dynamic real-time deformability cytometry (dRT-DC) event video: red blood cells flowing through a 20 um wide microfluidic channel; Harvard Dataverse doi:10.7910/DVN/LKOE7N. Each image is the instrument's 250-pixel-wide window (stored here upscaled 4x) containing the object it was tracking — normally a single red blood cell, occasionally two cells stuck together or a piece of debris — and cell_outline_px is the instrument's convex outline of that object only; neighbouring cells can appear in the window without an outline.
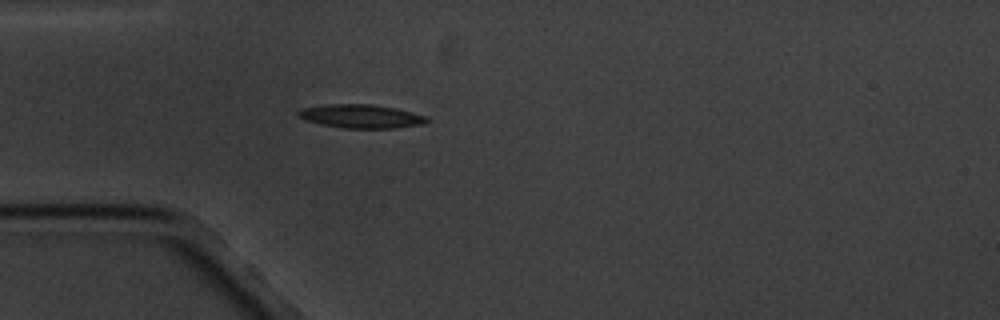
{"species": "common noctule bat (a hibernating species)", "species_latin": "Nyctalus noctula", "temperature_condition": "cold", "stored_images_in_passage": 4, "camera_frame_rate_fps": 3000, "um_per_image_px": 0.085, "animal": {"sex": "male", "body_mass_g": 20.1, "forearm_length_mm": 53.5}, "frame": {"image": 1, "passage_image": 4, "time_ms": 3.333, "image_size_px": [1000, 320], "cell_outline_px": [[432, 120], [424, 124], [396, 128], [344, 128], [320, 124], [304, 120], [296, 112], [300, 108], [324, 104], [372, 104], [396, 108], [412, 112], [424, 116]], "centroid_in_image_um": [30.68, 9.88], "position_along_channel_um": 54.3, "area_um2": 17.86}}